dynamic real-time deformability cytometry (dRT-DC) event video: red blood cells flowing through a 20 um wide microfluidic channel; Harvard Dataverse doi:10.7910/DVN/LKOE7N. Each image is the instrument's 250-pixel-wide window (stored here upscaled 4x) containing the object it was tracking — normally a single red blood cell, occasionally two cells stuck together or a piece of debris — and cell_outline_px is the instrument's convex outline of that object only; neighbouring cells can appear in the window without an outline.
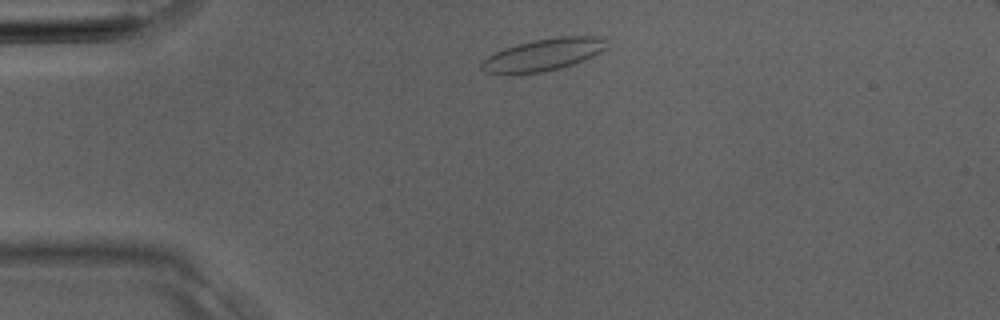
{"species": "Egyptian fruit bat (a non-hibernating species)", "species_latin": "Rousettus aegyptiacus", "temperature_condition": "room temperature", "stored_images_in_passage": 1, "camera_frame_rate_fps": 3000, "um_per_image_px": 0.085, "animal": {"sex": "male"}, "frame": {"image": 1, "passage_image": 1, "time_ms": 0.0, "image_size_px": [1000, 320], "cell_outline_px": [[608, 40], [604, 48], [600, 52], [584, 60], [560, 68], [544, 72], [512, 76], [484, 72], [480, 68], [480, 64], [488, 56], [504, 48], [516, 44], [532, 40], [556, 36], [600, 36]], "centroid_in_image_um": [46.13, 4.67], "position_along_channel_um": 38.9, "area_um2": 23.93}}